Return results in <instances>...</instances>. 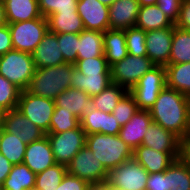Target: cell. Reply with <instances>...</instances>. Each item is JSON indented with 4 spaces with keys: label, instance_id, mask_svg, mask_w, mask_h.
Here are the masks:
<instances>
[{
    "label": "cell",
    "instance_id": "1",
    "mask_svg": "<svg viewBox=\"0 0 190 190\" xmlns=\"http://www.w3.org/2000/svg\"><path fill=\"white\" fill-rule=\"evenodd\" d=\"M190 98L165 86L149 110L153 123L174 133L181 140L186 135Z\"/></svg>",
    "mask_w": 190,
    "mask_h": 190
},
{
    "label": "cell",
    "instance_id": "2",
    "mask_svg": "<svg viewBox=\"0 0 190 190\" xmlns=\"http://www.w3.org/2000/svg\"><path fill=\"white\" fill-rule=\"evenodd\" d=\"M74 69L75 65L72 63L36 68L26 90L31 94L54 100L63 91L71 88Z\"/></svg>",
    "mask_w": 190,
    "mask_h": 190
},
{
    "label": "cell",
    "instance_id": "3",
    "mask_svg": "<svg viewBox=\"0 0 190 190\" xmlns=\"http://www.w3.org/2000/svg\"><path fill=\"white\" fill-rule=\"evenodd\" d=\"M86 146L108 171L133 159V150L118 135L89 134Z\"/></svg>",
    "mask_w": 190,
    "mask_h": 190
},
{
    "label": "cell",
    "instance_id": "4",
    "mask_svg": "<svg viewBox=\"0 0 190 190\" xmlns=\"http://www.w3.org/2000/svg\"><path fill=\"white\" fill-rule=\"evenodd\" d=\"M33 56L19 50H11L0 56V75L21 91L26 90L35 72Z\"/></svg>",
    "mask_w": 190,
    "mask_h": 190
},
{
    "label": "cell",
    "instance_id": "5",
    "mask_svg": "<svg viewBox=\"0 0 190 190\" xmlns=\"http://www.w3.org/2000/svg\"><path fill=\"white\" fill-rule=\"evenodd\" d=\"M14 50L32 54L49 31L45 17L8 24Z\"/></svg>",
    "mask_w": 190,
    "mask_h": 190
},
{
    "label": "cell",
    "instance_id": "6",
    "mask_svg": "<svg viewBox=\"0 0 190 190\" xmlns=\"http://www.w3.org/2000/svg\"><path fill=\"white\" fill-rule=\"evenodd\" d=\"M156 65L147 56L128 54L110 66L111 82L130 91L139 79Z\"/></svg>",
    "mask_w": 190,
    "mask_h": 190
},
{
    "label": "cell",
    "instance_id": "7",
    "mask_svg": "<svg viewBox=\"0 0 190 190\" xmlns=\"http://www.w3.org/2000/svg\"><path fill=\"white\" fill-rule=\"evenodd\" d=\"M17 109L34 125L49 132L52 115L55 110V101L23 90L20 93Z\"/></svg>",
    "mask_w": 190,
    "mask_h": 190
},
{
    "label": "cell",
    "instance_id": "8",
    "mask_svg": "<svg viewBox=\"0 0 190 190\" xmlns=\"http://www.w3.org/2000/svg\"><path fill=\"white\" fill-rule=\"evenodd\" d=\"M165 86V66H155L146 72L129 92L133 95L139 110H150Z\"/></svg>",
    "mask_w": 190,
    "mask_h": 190
},
{
    "label": "cell",
    "instance_id": "9",
    "mask_svg": "<svg viewBox=\"0 0 190 190\" xmlns=\"http://www.w3.org/2000/svg\"><path fill=\"white\" fill-rule=\"evenodd\" d=\"M67 172L86 180L94 188L107 181L109 174V171L86 145L74 156L67 166Z\"/></svg>",
    "mask_w": 190,
    "mask_h": 190
},
{
    "label": "cell",
    "instance_id": "10",
    "mask_svg": "<svg viewBox=\"0 0 190 190\" xmlns=\"http://www.w3.org/2000/svg\"><path fill=\"white\" fill-rule=\"evenodd\" d=\"M56 163L68 166L74 156L86 145V137L81 125L62 133L46 134Z\"/></svg>",
    "mask_w": 190,
    "mask_h": 190
},
{
    "label": "cell",
    "instance_id": "11",
    "mask_svg": "<svg viewBox=\"0 0 190 190\" xmlns=\"http://www.w3.org/2000/svg\"><path fill=\"white\" fill-rule=\"evenodd\" d=\"M149 173L134 159L111 169L107 182L123 190H145Z\"/></svg>",
    "mask_w": 190,
    "mask_h": 190
},
{
    "label": "cell",
    "instance_id": "12",
    "mask_svg": "<svg viewBox=\"0 0 190 190\" xmlns=\"http://www.w3.org/2000/svg\"><path fill=\"white\" fill-rule=\"evenodd\" d=\"M0 121L5 131L15 135L27 145L46 136L44 131L34 125L17 108L2 113Z\"/></svg>",
    "mask_w": 190,
    "mask_h": 190
},
{
    "label": "cell",
    "instance_id": "13",
    "mask_svg": "<svg viewBox=\"0 0 190 190\" xmlns=\"http://www.w3.org/2000/svg\"><path fill=\"white\" fill-rule=\"evenodd\" d=\"M174 24L171 27L146 31V56L156 66H167L171 53Z\"/></svg>",
    "mask_w": 190,
    "mask_h": 190
},
{
    "label": "cell",
    "instance_id": "14",
    "mask_svg": "<svg viewBox=\"0 0 190 190\" xmlns=\"http://www.w3.org/2000/svg\"><path fill=\"white\" fill-rule=\"evenodd\" d=\"M77 13L86 30L105 32L109 28V7L99 0H78Z\"/></svg>",
    "mask_w": 190,
    "mask_h": 190
},
{
    "label": "cell",
    "instance_id": "15",
    "mask_svg": "<svg viewBox=\"0 0 190 190\" xmlns=\"http://www.w3.org/2000/svg\"><path fill=\"white\" fill-rule=\"evenodd\" d=\"M182 153L159 152L147 146H139L133 150V159L149 174L164 172Z\"/></svg>",
    "mask_w": 190,
    "mask_h": 190
},
{
    "label": "cell",
    "instance_id": "16",
    "mask_svg": "<svg viewBox=\"0 0 190 190\" xmlns=\"http://www.w3.org/2000/svg\"><path fill=\"white\" fill-rule=\"evenodd\" d=\"M23 163L35 174L56 164L47 136L27 145Z\"/></svg>",
    "mask_w": 190,
    "mask_h": 190
},
{
    "label": "cell",
    "instance_id": "17",
    "mask_svg": "<svg viewBox=\"0 0 190 190\" xmlns=\"http://www.w3.org/2000/svg\"><path fill=\"white\" fill-rule=\"evenodd\" d=\"M141 145L159 152L182 153V140L156 123L148 127Z\"/></svg>",
    "mask_w": 190,
    "mask_h": 190
},
{
    "label": "cell",
    "instance_id": "18",
    "mask_svg": "<svg viewBox=\"0 0 190 190\" xmlns=\"http://www.w3.org/2000/svg\"><path fill=\"white\" fill-rule=\"evenodd\" d=\"M139 10L138 0H116L109 6V28L127 30L134 27Z\"/></svg>",
    "mask_w": 190,
    "mask_h": 190
},
{
    "label": "cell",
    "instance_id": "19",
    "mask_svg": "<svg viewBox=\"0 0 190 190\" xmlns=\"http://www.w3.org/2000/svg\"><path fill=\"white\" fill-rule=\"evenodd\" d=\"M153 123L149 110H139L130 121L121 126L118 136L132 150L141 146L148 127Z\"/></svg>",
    "mask_w": 190,
    "mask_h": 190
},
{
    "label": "cell",
    "instance_id": "20",
    "mask_svg": "<svg viewBox=\"0 0 190 190\" xmlns=\"http://www.w3.org/2000/svg\"><path fill=\"white\" fill-rule=\"evenodd\" d=\"M35 68L58 66L66 63L57 40V34L47 32L32 53Z\"/></svg>",
    "mask_w": 190,
    "mask_h": 190
},
{
    "label": "cell",
    "instance_id": "21",
    "mask_svg": "<svg viewBox=\"0 0 190 190\" xmlns=\"http://www.w3.org/2000/svg\"><path fill=\"white\" fill-rule=\"evenodd\" d=\"M80 123L86 135L92 133L118 135L121 129L112 113H104L93 107L84 114Z\"/></svg>",
    "mask_w": 190,
    "mask_h": 190
},
{
    "label": "cell",
    "instance_id": "22",
    "mask_svg": "<svg viewBox=\"0 0 190 190\" xmlns=\"http://www.w3.org/2000/svg\"><path fill=\"white\" fill-rule=\"evenodd\" d=\"M54 101L55 110L70 111L80 120L92 108V98L78 89L69 88L59 94Z\"/></svg>",
    "mask_w": 190,
    "mask_h": 190
},
{
    "label": "cell",
    "instance_id": "23",
    "mask_svg": "<svg viewBox=\"0 0 190 190\" xmlns=\"http://www.w3.org/2000/svg\"><path fill=\"white\" fill-rule=\"evenodd\" d=\"M3 3L8 24L42 17L38 0H4Z\"/></svg>",
    "mask_w": 190,
    "mask_h": 190
},
{
    "label": "cell",
    "instance_id": "24",
    "mask_svg": "<svg viewBox=\"0 0 190 190\" xmlns=\"http://www.w3.org/2000/svg\"><path fill=\"white\" fill-rule=\"evenodd\" d=\"M110 83V74H83L74 69L71 76V88L82 90L90 97L100 94Z\"/></svg>",
    "mask_w": 190,
    "mask_h": 190
},
{
    "label": "cell",
    "instance_id": "25",
    "mask_svg": "<svg viewBox=\"0 0 190 190\" xmlns=\"http://www.w3.org/2000/svg\"><path fill=\"white\" fill-rule=\"evenodd\" d=\"M49 32L54 34L76 33L85 28L77 11L55 12L47 17Z\"/></svg>",
    "mask_w": 190,
    "mask_h": 190
},
{
    "label": "cell",
    "instance_id": "26",
    "mask_svg": "<svg viewBox=\"0 0 190 190\" xmlns=\"http://www.w3.org/2000/svg\"><path fill=\"white\" fill-rule=\"evenodd\" d=\"M104 32L86 30L78 34L77 59H88L104 54Z\"/></svg>",
    "mask_w": 190,
    "mask_h": 190
},
{
    "label": "cell",
    "instance_id": "27",
    "mask_svg": "<svg viewBox=\"0 0 190 190\" xmlns=\"http://www.w3.org/2000/svg\"><path fill=\"white\" fill-rule=\"evenodd\" d=\"M104 55L111 66L128 55L125 30L108 29L104 32Z\"/></svg>",
    "mask_w": 190,
    "mask_h": 190
},
{
    "label": "cell",
    "instance_id": "28",
    "mask_svg": "<svg viewBox=\"0 0 190 190\" xmlns=\"http://www.w3.org/2000/svg\"><path fill=\"white\" fill-rule=\"evenodd\" d=\"M173 23L158 5L140 6L135 26L144 31L171 27Z\"/></svg>",
    "mask_w": 190,
    "mask_h": 190
},
{
    "label": "cell",
    "instance_id": "29",
    "mask_svg": "<svg viewBox=\"0 0 190 190\" xmlns=\"http://www.w3.org/2000/svg\"><path fill=\"white\" fill-rule=\"evenodd\" d=\"M166 86L190 98V62L165 66Z\"/></svg>",
    "mask_w": 190,
    "mask_h": 190
},
{
    "label": "cell",
    "instance_id": "30",
    "mask_svg": "<svg viewBox=\"0 0 190 190\" xmlns=\"http://www.w3.org/2000/svg\"><path fill=\"white\" fill-rule=\"evenodd\" d=\"M36 174L24 163L13 165L5 179L3 190H30L35 187Z\"/></svg>",
    "mask_w": 190,
    "mask_h": 190
},
{
    "label": "cell",
    "instance_id": "31",
    "mask_svg": "<svg viewBox=\"0 0 190 190\" xmlns=\"http://www.w3.org/2000/svg\"><path fill=\"white\" fill-rule=\"evenodd\" d=\"M127 92L126 88L111 82L100 94L91 97L92 107L104 113H112Z\"/></svg>",
    "mask_w": 190,
    "mask_h": 190
},
{
    "label": "cell",
    "instance_id": "32",
    "mask_svg": "<svg viewBox=\"0 0 190 190\" xmlns=\"http://www.w3.org/2000/svg\"><path fill=\"white\" fill-rule=\"evenodd\" d=\"M167 183L170 190H190V164L183 157L167 168Z\"/></svg>",
    "mask_w": 190,
    "mask_h": 190
},
{
    "label": "cell",
    "instance_id": "33",
    "mask_svg": "<svg viewBox=\"0 0 190 190\" xmlns=\"http://www.w3.org/2000/svg\"><path fill=\"white\" fill-rule=\"evenodd\" d=\"M190 62V31L174 25L169 64Z\"/></svg>",
    "mask_w": 190,
    "mask_h": 190
},
{
    "label": "cell",
    "instance_id": "34",
    "mask_svg": "<svg viewBox=\"0 0 190 190\" xmlns=\"http://www.w3.org/2000/svg\"><path fill=\"white\" fill-rule=\"evenodd\" d=\"M26 147L27 144L23 143L22 140L2 129L0 136V153L13 165L23 163Z\"/></svg>",
    "mask_w": 190,
    "mask_h": 190
},
{
    "label": "cell",
    "instance_id": "35",
    "mask_svg": "<svg viewBox=\"0 0 190 190\" xmlns=\"http://www.w3.org/2000/svg\"><path fill=\"white\" fill-rule=\"evenodd\" d=\"M66 173L67 167L56 163L36 174L35 187L38 190H56Z\"/></svg>",
    "mask_w": 190,
    "mask_h": 190
},
{
    "label": "cell",
    "instance_id": "36",
    "mask_svg": "<svg viewBox=\"0 0 190 190\" xmlns=\"http://www.w3.org/2000/svg\"><path fill=\"white\" fill-rule=\"evenodd\" d=\"M21 90L0 75V115L17 108Z\"/></svg>",
    "mask_w": 190,
    "mask_h": 190
},
{
    "label": "cell",
    "instance_id": "37",
    "mask_svg": "<svg viewBox=\"0 0 190 190\" xmlns=\"http://www.w3.org/2000/svg\"><path fill=\"white\" fill-rule=\"evenodd\" d=\"M80 125V119L72 115L70 111L54 110L49 132L47 134L66 132L68 130L78 128Z\"/></svg>",
    "mask_w": 190,
    "mask_h": 190
},
{
    "label": "cell",
    "instance_id": "38",
    "mask_svg": "<svg viewBox=\"0 0 190 190\" xmlns=\"http://www.w3.org/2000/svg\"><path fill=\"white\" fill-rule=\"evenodd\" d=\"M128 54L133 56H146V31L130 27L125 30Z\"/></svg>",
    "mask_w": 190,
    "mask_h": 190
},
{
    "label": "cell",
    "instance_id": "39",
    "mask_svg": "<svg viewBox=\"0 0 190 190\" xmlns=\"http://www.w3.org/2000/svg\"><path fill=\"white\" fill-rule=\"evenodd\" d=\"M139 111L133 95L128 91L113 109L112 115L120 126L130 121L132 116Z\"/></svg>",
    "mask_w": 190,
    "mask_h": 190
},
{
    "label": "cell",
    "instance_id": "40",
    "mask_svg": "<svg viewBox=\"0 0 190 190\" xmlns=\"http://www.w3.org/2000/svg\"><path fill=\"white\" fill-rule=\"evenodd\" d=\"M74 65L83 74H110V66L104 54L95 58L77 59Z\"/></svg>",
    "mask_w": 190,
    "mask_h": 190
},
{
    "label": "cell",
    "instance_id": "41",
    "mask_svg": "<svg viewBox=\"0 0 190 190\" xmlns=\"http://www.w3.org/2000/svg\"><path fill=\"white\" fill-rule=\"evenodd\" d=\"M58 44L66 63L74 64L77 61L78 34L61 33L57 34Z\"/></svg>",
    "mask_w": 190,
    "mask_h": 190
},
{
    "label": "cell",
    "instance_id": "42",
    "mask_svg": "<svg viewBox=\"0 0 190 190\" xmlns=\"http://www.w3.org/2000/svg\"><path fill=\"white\" fill-rule=\"evenodd\" d=\"M78 0H38L39 10L47 18L55 12L77 11Z\"/></svg>",
    "mask_w": 190,
    "mask_h": 190
},
{
    "label": "cell",
    "instance_id": "43",
    "mask_svg": "<svg viewBox=\"0 0 190 190\" xmlns=\"http://www.w3.org/2000/svg\"><path fill=\"white\" fill-rule=\"evenodd\" d=\"M56 190H95L86 180L73 176L68 172Z\"/></svg>",
    "mask_w": 190,
    "mask_h": 190
},
{
    "label": "cell",
    "instance_id": "44",
    "mask_svg": "<svg viewBox=\"0 0 190 190\" xmlns=\"http://www.w3.org/2000/svg\"><path fill=\"white\" fill-rule=\"evenodd\" d=\"M181 4L182 0H157L158 7L174 25L179 17Z\"/></svg>",
    "mask_w": 190,
    "mask_h": 190
},
{
    "label": "cell",
    "instance_id": "45",
    "mask_svg": "<svg viewBox=\"0 0 190 190\" xmlns=\"http://www.w3.org/2000/svg\"><path fill=\"white\" fill-rule=\"evenodd\" d=\"M145 190H170L167 183V169L161 173L149 174Z\"/></svg>",
    "mask_w": 190,
    "mask_h": 190
},
{
    "label": "cell",
    "instance_id": "46",
    "mask_svg": "<svg viewBox=\"0 0 190 190\" xmlns=\"http://www.w3.org/2000/svg\"><path fill=\"white\" fill-rule=\"evenodd\" d=\"M175 26L190 31V0H182L179 17Z\"/></svg>",
    "mask_w": 190,
    "mask_h": 190
},
{
    "label": "cell",
    "instance_id": "47",
    "mask_svg": "<svg viewBox=\"0 0 190 190\" xmlns=\"http://www.w3.org/2000/svg\"><path fill=\"white\" fill-rule=\"evenodd\" d=\"M13 50L10 29L7 25L0 26V56Z\"/></svg>",
    "mask_w": 190,
    "mask_h": 190
},
{
    "label": "cell",
    "instance_id": "48",
    "mask_svg": "<svg viewBox=\"0 0 190 190\" xmlns=\"http://www.w3.org/2000/svg\"><path fill=\"white\" fill-rule=\"evenodd\" d=\"M13 164L0 153V184H3L11 171Z\"/></svg>",
    "mask_w": 190,
    "mask_h": 190
},
{
    "label": "cell",
    "instance_id": "49",
    "mask_svg": "<svg viewBox=\"0 0 190 190\" xmlns=\"http://www.w3.org/2000/svg\"><path fill=\"white\" fill-rule=\"evenodd\" d=\"M182 157L190 164V136L182 140Z\"/></svg>",
    "mask_w": 190,
    "mask_h": 190
},
{
    "label": "cell",
    "instance_id": "50",
    "mask_svg": "<svg viewBox=\"0 0 190 190\" xmlns=\"http://www.w3.org/2000/svg\"><path fill=\"white\" fill-rule=\"evenodd\" d=\"M6 11L4 3L0 0V26L7 25Z\"/></svg>",
    "mask_w": 190,
    "mask_h": 190
},
{
    "label": "cell",
    "instance_id": "51",
    "mask_svg": "<svg viewBox=\"0 0 190 190\" xmlns=\"http://www.w3.org/2000/svg\"><path fill=\"white\" fill-rule=\"evenodd\" d=\"M95 190H123V189L115 187V186L109 184L107 181H105L103 184L96 187Z\"/></svg>",
    "mask_w": 190,
    "mask_h": 190
},
{
    "label": "cell",
    "instance_id": "52",
    "mask_svg": "<svg viewBox=\"0 0 190 190\" xmlns=\"http://www.w3.org/2000/svg\"><path fill=\"white\" fill-rule=\"evenodd\" d=\"M140 6L157 5V0H138Z\"/></svg>",
    "mask_w": 190,
    "mask_h": 190
},
{
    "label": "cell",
    "instance_id": "53",
    "mask_svg": "<svg viewBox=\"0 0 190 190\" xmlns=\"http://www.w3.org/2000/svg\"><path fill=\"white\" fill-rule=\"evenodd\" d=\"M185 136H190V102H189V109H188V124H187Z\"/></svg>",
    "mask_w": 190,
    "mask_h": 190
},
{
    "label": "cell",
    "instance_id": "54",
    "mask_svg": "<svg viewBox=\"0 0 190 190\" xmlns=\"http://www.w3.org/2000/svg\"><path fill=\"white\" fill-rule=\"evenodd\" d=\"M101 3H103L106 6H110L112 3H114L116 0H99Z\"/></svg>",
    "mask_w": 190,
    "mask_h": 190
},
{
    "label": "cell",
    "instance_id": "55",
    "mask_svg": "<svg viewBox=\"0 0 190 190\" xmlns=\"http://www.w3.org/2000/svg\"><path fill=\"white\" fill-rule=\"evenodd\" d=\"M2 129H3L2 123H1V121H0V136H1V133H2Z\"/></svg>",
    "mask_w": 190,
    "mask_h": 190
},
{
    "label": "cell",
    "instance_id": "56",
    "mask_svg": "<svg viewBox=\"0 0 190 190\" xmlns=\"http://www.w3.org/2000/svg\"><path fill=\"white\" fill-rule=\"evenodd\" d=\"M0 190H3V185L2 184H0Z\"/></svg>",
    "mask_w": 190,
    "mask_h": 190
},
{
    "label": "cell",
    "instance_id": "57",
    "mask_svg": "<svg viewBox=\"0 0 190 190\" xmlns=\"http://www.w3.org/2000/svg\"><path fill=\"white\" fill-rule=\"evenodd\" d=\"M30 190H38L36 187L31 188Z\"/></svg>",
    "mask_w": 190,
    "mask_h": 190
}]
</instances>
